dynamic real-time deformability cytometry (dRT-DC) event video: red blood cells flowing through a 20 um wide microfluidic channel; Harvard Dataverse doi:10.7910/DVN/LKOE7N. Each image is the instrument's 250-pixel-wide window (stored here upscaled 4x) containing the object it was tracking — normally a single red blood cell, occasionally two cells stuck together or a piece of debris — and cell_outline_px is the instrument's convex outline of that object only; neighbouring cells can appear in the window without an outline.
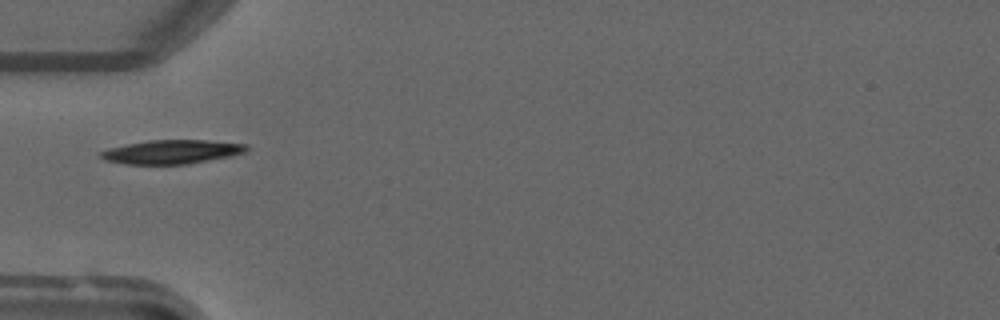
{"species": "common noctule bat (a hibernating species)", "species_latin": "Nyctalus noctula", "temperature_condition": "warm", "stored_images_in_passage": 1, "camera_frame_rate_fps": 3000, "um_per_image_px": 0.085, "animal": {"sex": "male", "forearm_length_mm": 52.5}, "frame": {"image": 1, "passage_image": 1, "time_ms": 0.0, "image_size_px": [1000, 320], "cell_outline_px": [[248, 148], [244, 152], [232, 156], [188, 164], [124, 164], [104, 160], [100, 156], [100, 152], [108, 148], [148, 140], [204, 140], [248, 144]], "centroid_in_image_um": [14.6, 12.91], "position_along_channel_um": 70.4, "area_um2": 20.29}}